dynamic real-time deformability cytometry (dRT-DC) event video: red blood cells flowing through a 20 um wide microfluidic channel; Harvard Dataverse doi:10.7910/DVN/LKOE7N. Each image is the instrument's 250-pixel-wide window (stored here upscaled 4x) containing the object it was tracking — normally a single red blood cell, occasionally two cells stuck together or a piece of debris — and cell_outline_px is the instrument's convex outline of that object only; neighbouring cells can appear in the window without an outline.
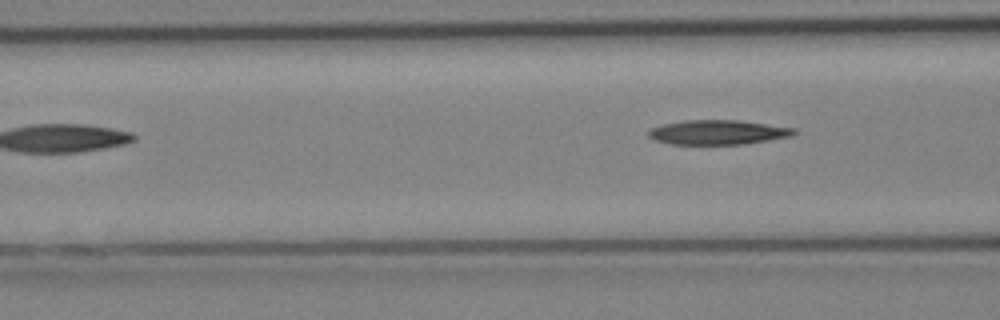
{"species": "Egyptian fruit bat (a non-hibernating species)", "species_latin": "Rousettus aegyptiacus", "temperature_condition": "cold", "stored_images_in_passage": 9, "camera_frame_rate_fps": 3000, "um_per_image_px": 0.085, "animal": {"sex": "female"}, "frame": {"image": 1, "passage_image": 9, "time_ms": 2.667, "image_size_px": [1000, 320], "cell_outline_px": [[796, 132], [792, 136], [744, 144], [668, 144], [656, 140], [648, 136], [648, 132], [652, 128], [660, 124], [688, 120], [736, 120], [796, 128]], "centroid_in_image_um": [61.0, 11.24], "position_along_channel_um": 105.6, "area_um2": 20.69}}